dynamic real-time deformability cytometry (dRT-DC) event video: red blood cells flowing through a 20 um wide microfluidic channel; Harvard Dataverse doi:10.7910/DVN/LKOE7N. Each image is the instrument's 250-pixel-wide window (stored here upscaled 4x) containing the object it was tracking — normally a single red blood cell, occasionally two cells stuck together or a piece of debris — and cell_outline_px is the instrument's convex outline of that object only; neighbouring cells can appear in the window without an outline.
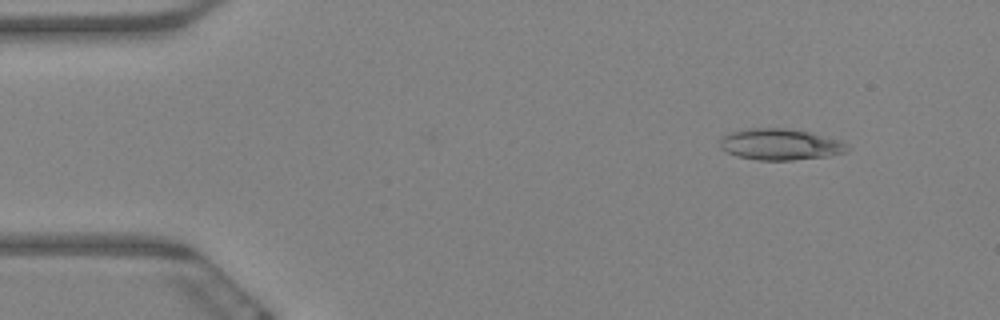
{"species": "Egyptian fruit bat (a non-hibernating species)", "species_latin": "Rousettus aegyptiacus", "temperature_condition": "warm", "stored_images_in_passage": 61, "camera_frame_rate_fps": 3000, "um_per_image_px": 0.085, "animal": {"sex": "female"}, "frame": {"image": 1, "passage_image": 7, "time_ms": 2.0, "image_size_px": [1000, 320], "cell_outline_px": [[852, 148], [844, 152], [828, 156], [792, 160], [756, 160], [736, 156], [720, 148], [720, 140], [724, 136], [732, 132], [748, 128], [784, 128], [808, 132], [844, 140]], "centroid_in_image_um": [66.37, 12.28], "position_along_channel_um": 18.6, "area_um2": 23.29}}
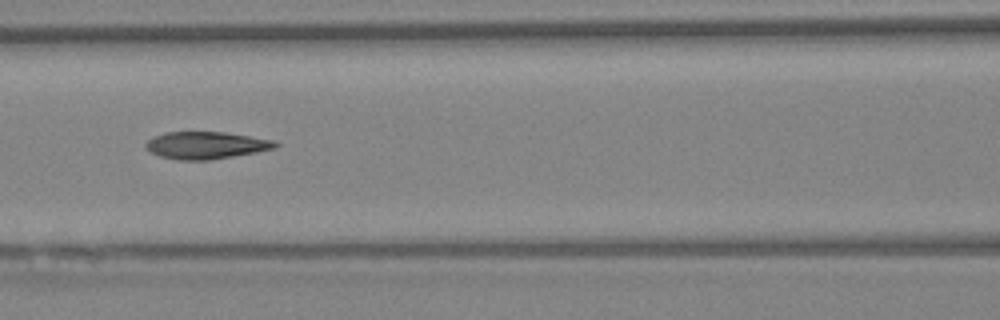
{"frame": {"image": 2, "passage_image": 27, "time_ms": 8.667, "image_size_px": [1000, 320], "cell_outline_px": [[280, 144], [276, 148], [256, 152], [208, 160], [176, 160], [160, 156], [144, 148], [144, 144], [148, 140], [164, 132], [224, 132], [276, 140]], "centroid_in_image_um": [17.52, 12.34], "position_along_channel_um": 149.1, "area_um2": 20.58}}
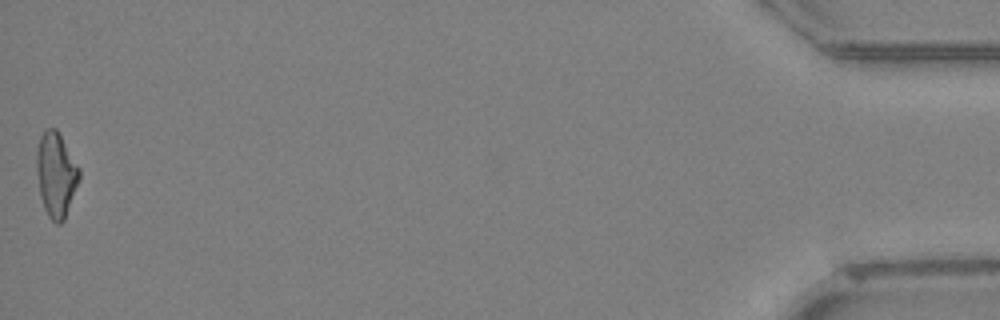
{"frame": {"image": 3, "passage_image": 61, "time_ms": 20.0, "image_size_px": [1000, 320], "cell_outline_px": [[80, 180], [64, 220], [60, 224], [56, 224], [48, 216], [44, 208], [40, 196], [36, 172], [36, 152], [40, 136], [44, 128], [56, 128], [80, 168]], "centroid_in_image_um": [4.76, 14.84], "position_along_channel_um": 430.4, "area_um2": 21.27}, "authors_computed_cell_mechanics": {"area_um2": 21.097, "velocity_mm_per_s": 3.3627, "shape_relaxation_time_tau1_ms": null, "shape_relaxation_time_tau2_ms": 3.1119, "deformation_change_tau1": null, "deformation_change_tau2": 0.1161}}